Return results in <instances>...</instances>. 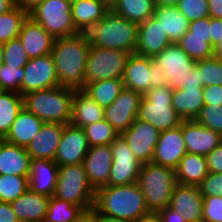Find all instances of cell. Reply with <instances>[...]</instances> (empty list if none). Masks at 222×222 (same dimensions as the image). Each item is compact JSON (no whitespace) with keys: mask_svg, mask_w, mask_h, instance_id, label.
<instances>
[{"mask_svg":"<svg viewBox=\"0 0 222 222\" xmlns=\"http://www.w3.org/2000/svg\"><path fill=\"white\" fill-rule=\"evenodd\" d=\"M90 41L87 33L57 38L52 48L59 84L65 88L83 90Z\"/></svg>","mask_w":222,"mask_h":222,"instance_id":"cell-1","label":"cell"},{"mask_svg":"<svg viewBox=\"0 0 222 222\" xmlns=\"http://www.w3.org/2000/svg\"><path fill=\"white\" fill-rule=\"evenodd\" d=\"M93 208L104 216L124 222H135L150 212L137 182L97 189Z\"/></svg>","mask_w":222,"mask_h":222,"instance_id":"cell-2","label":"cell"},{"mask_svg":"<svg viewBox=\"0 0 222 222\" xmlns=\"http://www.w3.org/2000/svg\"><path fill=\"white\" fill-rule=\"evenodd\" d=\"M75 90L63 86L35 90L23 95L24 107L44 123L69 124Z\"/></svg>","mask_w":222,"mask_h":222,"instance_id":"cell-3","label":"cell"},{"mask_svg":"<svg viewBox=\"0 0 222 222\" xmlns=\"http://www.w3.org/2000/svg\"><path fill=\"white\" fill-rule=\"evenodd\" d=\"M138 24L114 13L111 9L105 17L87 33L90 45L135 53Z\"/></svg>","mask_w":222,"mask_h":222,"instance_id":"cell-4","label":"cell"},{"mask_svg":"<svg viewBox=\"0 0 222 222\" xmlns=\"http://www.w3.org/2000/svg\"><path fill=\"white\" fill-rule=\"evenodd\" d=\"M176 183L174 169L152 162L142 164L137 180L150 212L169 206Z\"/></svg>","mask_w":222,"mask_h":222,"instance_id":"cell-5","label":"cell"},{"mask_svg":"<svg viewBox=\"0 0 222 222\" xmlns=\"http://www.w3.org/2000/svg\"><path fill=\"white\" fill-rule=\"evenodd\" d=\"M169 85L150 88L142 97L136 119L152 124L160 132L177 128L183 119L172 106Z\"/></svg>","mask_w":222,"mask_h":222,"instance_id":"cell-6","label":"cell"},{"mask_svg":"<svg viewBox=\"0 0 222 222\" xmlns=\"http://www.w3.org/2000/svg\"><path fill=\"white\" fill-rule=\"evenodd\" d=\"M53 197L82 206L87 212L94 207L95 190L87 179L83 163L58 166Z\"/></svg>","mask_w":222,"mask_h":222,"instance_id":"cell-7","label":"cell"},{"mask_svg":"<svg viewBox=\"0 0 222 222\" xmlns=\"http://www.w3.org/2000/svg\"><path fill=\"white\" fill-rule=\"evenodd\" d=\"M130 52L90 45L87 56L85 83L106 79H123Z\"/></svg>","mask_w":222,"mask_h":222,"instance_id":"cell-8","label":"cell"},{"mask_svg":"<svg viewBox=\"0 0 222 222\" xmlns=\"http://www.w3.org/2000/svg\"><path fill=\"white\" fill-rule=\"evenodd\" d=\"M123 83L126 89L144 95L150 88L168 85V80L164 76V69L152 57L133 53L127 60Z\"/></svg>","mask_w":222,"mask_h":222,"instance_id":"cell-9","label":"cell"},{"mask_svg":"<svg viewBox=\"0 0 222 222\" xmlns=\"http://www.w3.org/2000/svg\"><path fill=\"white\" fill-rule=\"evenodd\" d=\"M54 39L70 37L76 30L71 14V4L67 0H45L29 13Z\"/></svg>","mask_w":222,"mask_h":222,"instance_id":"cell-10","label":"cell"},{"mask_svg":"<svg viewBox=\"0 0 222 222\" xmlns=\"http://www.w3.org/2000/svg\"><path fill=\"white\" fill-rule=\"evenodd\" d=\"M112 150V167L106 186L129 185L137 182L142 163L131 151L122 135L110 144Z\"/></svg>","mask_w":222,"mask_h":222,"instance_id":"cell-11","label":"cell"},{"mask_svg":"<svg viewBox=\"0 0 222 222\" xmlns=\"http://www.w3.org/2000/svg\"><path fill=\"white\" fill-rule=\"evenodd\" d=\"M152 60L164 69V76L173 90L187 83L188 75L196 64L176 43H171Z\"/></svg>","mask_w":222,"mask_h":222,"instance_id":"cell-12","label":"cell"},{"mask_svg":"<svg viewBox=\"0 0 222 222\" xmlns=\"http://www.w3.org/2000/svg\"><path fill=\"white\" fill-rule=\"evenodd\" d=\"M24 69L21 95L60 86L51 54L30 58Z\"/></svg>","mask_w":222,"mask_h":222,"instance_id":"cell-13","label":"cell"},{"mask_svg":"<svg viewBox=\"0 0 222 222\" xmlns=\"http://www.w3.org/2000/svg\"><path fill=\"white\" fill-rule=\"evenodd\" d=\"M143 95L124 88L114 102L104 108V118L121 135L134 122Z\"/></svg>","mask_w":222,"mask_h":222,"instance_id":"cell-14","label":"cell"},{"mask_svg":"<svg viewBox=\"0 0 222 222\" xmlns=\"http://www.w3.org/2000/svg\"><path fill=\"white\" fill-rule=\"evenodd\" d=\"M131 151L142 164L152 161L160 131L148 122L135 119L122 134Z\"/></svg>","mask_w":222,"mask_h":222,"instance_id":"cell-15","label":"cell"},{"mask_svg":"<svg viewBox=\"0 0 222 222\" xmlns=\"http://www.w3.org/2000/svg\"><path fill=\"white\" fill-rule=\"evenodd\" d=\"M89 150L87 138L81 127L65 124L54 162L58 166L81 164Z\"/></svg>","mask_w":222,"mask_h":222,"instance_id":"cell-16","label":"cell"},{"mask_svg":"<svg viewBox=\"0 0 222 222\" xmlns=\"http://www.w3.org/2000/svg\"><path fill=\"white\" fill-rule=\"evenodd\" d=\"M186 153L181 122L177 128L160 132L151 162L175 170Z\"/></svg>","mask_w":222,"mask_h":222,"instance_id":"cell-17","label":"cell"},{"mask_svg":"<svg viewBox=\"0 0 222 222\" xmlns=\"http://www.w3.org/2000/svg\"><path fill=\"white\" fill-rule=\"evenodd\" d=\"M112 159L110 145L89 147L83 161V166L87 179L95 191L107 185L112 167Z\"/></svg>","mask_w":222,"mask_h":222,"instance_id":"cell-18","label":"cell"},{"mask_svg":"<svg viewBox=\"0 0 222 222\" xmlns=\"http://www.w3.org/2000/svg\"><path fill=\"white\" fill-rule=\"evenodd\" d=\"M182 134L187 153L206 156L222 142V135L195 120L182 121Z\"/></svg>","mask_w":222,"mask_h":222,"instance_id":"cell-19","label":"cell"},{"mask_svg":"<svg viewBox=\"0 0 222 222\" xmlns=\"http://www.w3.org/2000/svg\"><path fill=\"white\" fill-rule=\"evenodd\" d=\"M138 27V39L135 50V53L138 55L153 57L161 53L172 43L154 16L138 24Z\"/></svg>","mask_w":222,"mask_h":222,"instance_id":"cell-20","label":"cell"},{"mask_svg":"<svg viewBox=\"0 0 222 222\" xmlns=\"http://www.w3.org/2000/svg\"><path fill=\"white\" fill-rule=\"evenodd\" d=\"M169 207L184 215L186 222L202 220L203 197L199 187L176 183Z\"/></svg>","mask_w":222,"mask_h":222,"instance_id":"cell-21","label":"cell"},{"mask_svg":"<svg viewBox=\"0 0 222 222\" xmlns=\"http://www.w3.org/2000/svg\"><path fill=\"white\" fill-rule=\"evenodd\" d=\"M29 59L51 54L54 38L31 17L23 22L18 35Z\"/></svg>","mask_w":222,"mask_h":222,"instance_id":"cell-22","label":"cell"},{"mask_svg":"<svg viewBox=\"0 0 222 222\" xmlns=\"http://www.w3.org/2000/svg\"><path fill=\"white\" fill-rule=\"evenodd\" d=\"M65 124L44 123L26 147L31 158L54 160Z\"/></svg>","mask_w":222,"mask_h":222,"instance_id":"cell-23","label":"cell"},{"mask_svg":"<svg viewBox=\"0 0 222 222\" xmlns=\"http://www.w3.org/2000/svg\"><path fill=\"white\" fill-rule=\"evenodd\" d=\"M58 177V165L54 160L31 158L28 177L29 189L37 194L52 197Z\"/></svg>","mask_w":222,"mask_h":222,"instance_id":"cell-24","label":"cell"},{"mask_svg":"<svg viewBox=\"0 0 222 222\" xmlns=\"http://www.w3.org/2000/svg\"><path fill=\"white\" fill-rule=\"evenodd\" d=\"M110 10L103 0H81L71 4L73 24L79 33H88Z\"/></svg>","mask_w":222,"mask_h":222,"instance_id":"cell-25","label":"cell"},{"mask_svg":"<svg viewBox=\"0 0 222 222\" xmlns=\"http://www.w3.org/2000/svg\"><path fill=\"white\" fill-rule=\"evenodd\" d=\"M49 200L28 189L10 204L20 222H45Z\"/></svg>","mask_w":222,"mask_h":222,"instance_id":"cell-26","label":"cell"},{"mask_svg":"<svg viewBox=\"0 0 222 222\" xmlns=\"http://www.w3.org/2000/svg\"><path fill=\"white\" fill-rule=\"evenodd\" d=\"M43 124L44 122L41 119L23 107L4 137V141L26 148Z\"/></svg>","mask_w":222,"mask_h":222,"instance_id":"cell-27","label":"cell"},{"mask_svg":"<svg viewBox=\"0 0 222 222\" xmlns=\"http://www.w3.org/2000/svg\"><path fill=\"white\" fill-rule=\"evenodd\" d=\"M31 157L26 148L3 141L0 143V175L29 177Z\"/></svg>","mask_w":222,"mask_h":222,"instance_id":"cell-28","label":"cell"},{"mask_svg":"<svg viewBox=\"0 0 222 222\" xmlns=\"http://www.w3.org/2000/svg\"><path fill=\"white\" fill-rule=\"evenodd\" d=\"M104 118V108L83 90H75L70 124L85 127Z\"/></svg>","mask_w":222,"mask_h":222,"instance_id":"cell-29","label":"cell"},{"mask_svg":"<svg viewBox=\"0 0 222 222\" xmlns=\"http://www.w3.org/2000/svg\"><path fill=\"white\" fill-rule=\"evenodd\" d=\"M204 105L203 88L173 90L172 106L183 120H195Z\"/></svg>","mask_w":222,"mask_h":222,"instance_id":"cell-30","label":"cell"},{"mask_svg":"<svg viewBox=\"0 0 222 222\" xmlns=\"http://www.w3.org/2000/svg\"><path fill=\"white\" fill-rule=\"evenodd\" d=\"M208 166L205 156L186 153L175 169L177 183L199 186L208 175Z\"/></svg>","mask_w":222,"mask_h":222,"instance_id":"cell-31","label":"cell"},{"mask_svg":"<svg viewBox=\"0 0 222 222\" xmlns=\"http://www.w3.org/2000/svg\"><path fill=\"white\" fill-rule=\"evenodd\" d=\"M153 16L172 43H177L188 31L189 21L177 7L156 6Z\"/></svg>","mask_w":222,"mask_h":222,"instance_id":"cell-32","label":"cell"},{"mask_svg":"<svg viewBox=\"0 0 222 222\" xmlns=\"http://www.w3.org/2000/svg\"><path fill=\"white\" fill-rule=\"evenodd\" d=\"M155 7L154 0H116L110 9L123 18L140 24L153 16Z\"/></svg>","mask_w":222,"mask_h":222,"instance_id":"cell-33","label":"cell"},{"mask_svg":"<svg viewBox=\"0 0 222 222\" xmlns=\"http://www.w3.org/2000/svg\"><path fill=\"white\" fill-rule=\"evenodd\" d=\"M124 88L123 79H106L85 83L83 91L105 108L114 102Z\"/></svg>","mask_w":222,"mask_h":222,"instance_id":"cell-34","label":"cell"},{"mask_svg":"<svg viewBox=\"0 0 222 222\" xmlns=\"http://www.w3.org/2000/svg\"><path fill=\"white\" fill-rule=\"evenodd\" d=\"M24 107V98L20 93L2 91L0 94V133L3 137L9 132L17 115Z\"/></svg>","mask_w":222,"mask_h":222,"instance_id":"cell-35","label":"cell"},{"mask_svg":"<svg viewBox=\"0 0 222 222\" xmlns=\"http://www.w3.org/2000/svg\"><path fill=\"white\" fill-rule=\"evenodd\" d=\"M87 211L78 205L50 197L45 222H77Z\"/></svg>","mask_w":222,"mask_h":222,"instance_id":"cell-36","label":"cell"},{"mask_svg":"<svg viewBox=\"0 0 222 222\" xmlns=\"http://www.w3.org/2000/svg\"><path fill=\"white\" fill-rule=\"evenodd\" d=\"M28 16L29 14L17 5L9 12L0 15V43L4 44L18 38L22 24Z\"/></svg>","mask_w":222,"mask_h":222,"instance_id":"cell-37","label":"cell"},{"mask_svg":"<svg viewBox=\"0 0 222 222\" xmlns=\"http://www.w3.org/2000/svg\"><path fill=\"white\" fill-rule=\"evenodd\" d=\"M83 130L89 147L110 145L119 135L105 118L83 127Z\"/></svg>","mask_w":222,"mask_h":222,"instance_id":"cell-38","label":"cell"},{"mask_svg":"<svg viewBox=\"0 0 222 222\" xmlns=\"http://www.w3.org/2000/svg\"><path fill=\"white\" fill-rule=\"evenodd\" d=\"M29 189L28 177L0 175V202L11 203Z\"/></svg>","mask_w":222,"mask_h":222,"instance_id":"cell-39","label":"cell"},{"mask_svg":"<svg viewBox=\"0 0 222 222\" xmlns=\"http://www.w3.org/2000/svg\"><path fill=\"white\" fill-rule=\"evenodd\" d=\"M176 44L195 61L213 57V46L206 38L182 37Z\"/></svg>","mask_w":222,"mask_h":222,"instance_id":"cell-40","label":"cell"},{"mask_svg":"<svg viewBox=\"0 0 222 222\" xmlns=\"http://www.w3.org/2000/svg\"><path fill=\"white\" fill-rule=\"evenodd\" d=\"M202 86L222 85V59L211 57L196 61Z\"/></svg>","mask_w":222,"mask_h":222,"instance_id":"cell-41","label":"cell"},{"mask_svg":"<svg viewBox=\"0 0 222 222\" xmlns=\"http://www.w3.org/2000/svg\"><path fill=\"white\" fill-rule=\"evenodd\" d=\"M3 62L7 66L23 68L29 61V57L19 38L11 39L3 44Z\"/></svg>","mask_w":222,"mask_h":222,"instance_id":"cell-42","label":"cell"},{"mask_svg":"<svg viewBox=\"0 0 222 222\" xmlns=\"http://www.w3.org/2000/svg\"><path fill=\"white\" fill-rule=\"evenodd\" d=\"M24 78V69L7 66L4 63L0 66V86L3 91H12L21 94V83Z\"/></svg>","mask_w":222,"mask_h":222,"instance_id":"cell-43","label":"cell"},{"mask_svg":"<svg viewBox=\"0 0 222 222\" xmlns=\"http://www.w3.org/2000/svg\"><path fill=\"white\" fill-rule=\"evenodd\" d=\"M195 121L222 135V105H204Z\"/></svg>","mask_w":222,"mask_h":222,"instance_id":"cell-44","label":"cell"},{"mask_svg":"<svg viewBox=\"0 0 222 222\" xmlns=\"http://www.w3.org/2000/svg\"><path fill=\"white\" fill-rule=\"evenodd\" d=\"M177 9L189 22L209 17L207 0H180Z\"/></svg>","mask_w":222,"mask_h":222,"instance_id":"cell-45","label":"cell"},{"mask_svg":"<svg viewBox=\"0 0 222 222\" xmlns=\"http://www.w3.org/2000/svg\"><path fill=\"white\" fill-rule=\"evenodd\" d=\"M202 219L205 222H222V196L203 197Z\"/></svg>","mask_w":222,"mask_h":222,"instance_id":"cell-46","label":"cell"},{"mask_svg":"<svg viewBox=\"0 0 222 222\" xmlns=\"http://www.w3.org/2000/svg\"><path fill=\"white\" fill-rule=\"evenodd\" d=\"M198 187L202 197L222 196V173L209 172Z\"/></svg>","mask_w":222,"mask_h":222,"instance_id":"cell-47","label":"cell"},{"mask_svg":"<svg viewBox=\"0 0 222 222\" xmlns=\"http://www.w3.org/2000/svg\"><path fill=\"white\" fill-rule=\"evenodd\" d=\"M211 17H205L189 22V28L183 37L206 38V42L211 44Z\"/></svg>","mask_w":222,"mask_h":222,"instance_id":"cell-48","label":"cell"},{"mask_svg":"<svg viewBox=\"0 0 222 222\" xmlns=\"http://www.w3.org/2000/svg\"><path fill=\"white\" fill-rule=\"evenodd\" d=\"M205 157L209 172L222 173V142Z\"/></svg>","mask_w":222,"mask_h":222,"instance_id":"cell-49","label":"cell"},{"mask_svg":"<svg viewBox=\"0 0 222 222\" xmlns=\"http://www.w3.org/2000/svg\"><path fill=\"white\" fill-rule=\"evenodd\" d=\"M203 99L205 105H222V85L203 87Z\"/></svg>","mask_w":222,"mask_h":222,"instance_id":"cell-50","label":"cell"},{"mask_svg":"<svg viewBox=\"0 0 222 222\" xmlns=\"http://www.w3.org/2000/svg\"><path fill=\"white\" fill-rule=\"evenodd\" d=\"M158 214L162 222H186L184 215H181L169 206L159 210Z\"/></svg>","mask_w":222,"mask_h":222,"instance_id":"cell-51","label":"cell"},{"mask_svg":"<svg viewBox=\"0 0 222 222\" xmlns=\"http://www.w3.org/2000/svg\"><path fill=\"white\" fill-rule=\"evenodd\" d=\"M0 222H20L10 203L0 202Z\"/></svg>","mask_w":222,"mask_h":222,"instance_id":"cell-52","label":"cell"},{"mask_svg":"<svg viewBox=\"0 0 222 222\" xmlns=\"http://www.w3.org/2000/svg\"><path fill=\"white\" fill-rule=\"evenodd\" d=\"M211 45L214 46L222 40V19L211 17Z\"/></svg>","mask_w":222,"mask_h":222,"instance_id":"cell-53","label":"cell"},{"mask_svg":"<svg viewBox=\"0 0 222 222\" xmlns=\"http://www.w3.org/2000/svg\"><path fill=\"white\" fill-rule=\"evenodd\" d=\"M200 76L201 74L195 66L188 75L187 83L182 84L180 88H203Z\"/></svg>","mask_w":222,"mask_h":222,"instance_id":"cell-54","label":"cell"},{"mask_svg":"<svg viewBox=\"0 0 222 222\" xmlns=\"http://www.w3.org/2000/svg\"><path fill=\"white\" fill-rule=\"evenodd\" d=\"M209 17L222 19V0H207Z\"/></svg>","mask_w":222,"mask_h":222,"instance_id":"cell-55","label":"cell"},{"mask_svg":"<svg viewBox=\"0 0 222 222\" xmlns=\"http://www.w3.org/2000/svg\"><path fill=\"white\" fill-rule=\"evenodd\" d=\"M45 0H15L16 5L28 14Z\"/></svg>","mask_w":222,"mask_h":222,"instance_id":"cell-56","label":"cell"},{"mask_svg":"<svg viewBox=\"0 0 222 222\" xmlns=\"http://www.w3.org/2000/svg\"><path fill=\"white\" fill-rule=\"evenodd\" d=\"M135 222H162V219L158 212H149L148 214L141 216Z\"/></svg>","mask_w":222,"mask_h":222,"instance_id":"cell-57","label":"cell"},{"mask_svg":"<svg viewBox=\"0 0 222 222\" xmlns=\"http://www.w3.org/2000/svg\"><path fill=\"white\" fill-rule=\"evenodd\" d=\"M89 212L93 215L96 222H124L120 220H116L114 218H110L98 213L94 208L90 209Z\"/></svg>","mask_w":222,"mask_h":222,"instance_id":"cell-58","label":"cell"},{"mask_svg":"<svg viewBox=\"0 0 222 222\" xmlns=\"http://www.w3.org/2000/svg\"><path fill=\"white\" fill-rule=\"evenodd\" d=\"M15 6V0H0V15L9 12Z\"/></svg>","mask_w":222,"mask_h":222,"instance_id":"cell-59","label":"cell"},{"mask_svg":"<svg viewBox=\"0 0 222 222\" xmlns=\"http://www.w3.org/2000/svg\"><path fill=\"white\" fill-rule=\"evenodd\" d=\"M156 6L177 7L180 0H154Z\"/></svg>","mask_w":222,"mask_h":222,"instance_id":"cell-60","label":"cell"},{"mask_svg":"<svg viewBox=\"0 0 222 222\" xmlns=\"http://www.w3.org/2000/svg\"><path fill=\"white\" fill-rule=\"evenodd\" d=\"M213 57L222 59V40L213 46Z\"/></svg>","mask_w":222,"mask_h":222,"instance_id":"cell-61","label":"cell"},{"mask_svg":"<svg viewBox=\"0 0 222 222\" xmlns=\"http://www.w3.org/2000/svg\"><path fill=\"white\" fill-rule=\"evenodd\" d=\"M77 222H96V220L90 212H87Z\"/></svg>","mask_w":222,"mask_h":222,"instance_id":"cell-62","label":"cell"},{"mask_svg":"<svg viewBox=\"0 0 222 222\" xmlns=\"http://www.w3.org/2000/svg\"><path fill=\"white\" fill-rule=\"evenodd\" d=\"M3 57H4L3 44L0 43V66L4 63Z\"/></svg>","mask_w":222,"mask_h":222,"instance_id":"cell-63","label":"cell"},{"mask_svg":"<svg viewBox=\"0 0 222 222\" xmlns=\"http://www.w3.org/2000/svg\"><path fill=\"white\" fill-rule=\"evenodd\" d=\"M109 7L112 6V4L116 1V0H103Z\"/></svg>","mask_w":222,"mask_h":222,"instance_id":"cell-64","label":"cell"},{"mask_svg":"<svg viewBox=\"0 0 222 222\" xmlns=\"http://www.w3.org/2000/svg\"><path fill=\"white\" fill-rule=\"evenodd\" d=\"M70 4H73L75 2L81 1V0H67Z\"/></svg>","mask_w":222,"mask_h":222,"instance_id":"cell-65","label":"cell"},{"mask_svg":"<svg viewBox=\"0 0 222 222\" xmlns=\"http://www.w3.org/2000/svg\"><path fill=\"white\" fill-rule=\"evenodd\" d=\"M4 141V137L0 133V143Z\"/></svg>","mask_w":222,"mask_h":222,"instance_id":"cell-66","label":"cell"},{"mask_svg":"<svg viewBox=\"0 0 222 222\" xmlns=\"http://www.w3.org/2000/svg\"><path fill=\"white\" fill-rule=\"evenodd\" d=\"M192 222H205V221L202 219V220H196V221H192Z\"/></svg>","mask_w":222,"mask_h":222,"instance_id":"cell-67","label":"cell"}]
</instances>
